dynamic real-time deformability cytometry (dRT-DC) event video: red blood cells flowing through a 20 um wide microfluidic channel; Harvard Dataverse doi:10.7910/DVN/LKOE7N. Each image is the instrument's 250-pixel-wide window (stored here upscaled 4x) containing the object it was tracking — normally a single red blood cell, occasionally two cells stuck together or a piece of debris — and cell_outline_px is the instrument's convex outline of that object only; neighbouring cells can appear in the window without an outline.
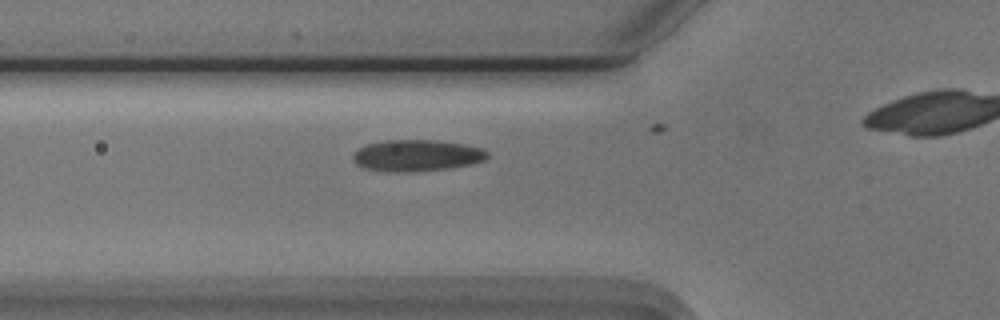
{"species": "Egyptian fruit bat (a non-hibernating species)", "species_latin": "Rousettus aegyptiacus", "temperature_condition": "cold", "stored_images_in_passage": 25, "camera_frame_rate_fps": 3000, "um_per_image_px": 0.085, "animal": {"sex": "male"}, "frame": {"image": 1, "passage_image": 2, "time_ms": 0.333, "image_size_px": [1000, 320], "cell_outline_px": [[488, 156], [484, 160], [468, 164], [448, 168], [412, 172], [388, 172], [364, 168], [356, 164], [352, 160], [352, 152], [356, 148], [368, 144], [384, 140], [432, 140], [464, 144], [484, 148], [488, 152]], "centroid_in_image_um": [35.36, 13.21], "position_along_channel_um": 90.4, "area_um2": 24.85}}
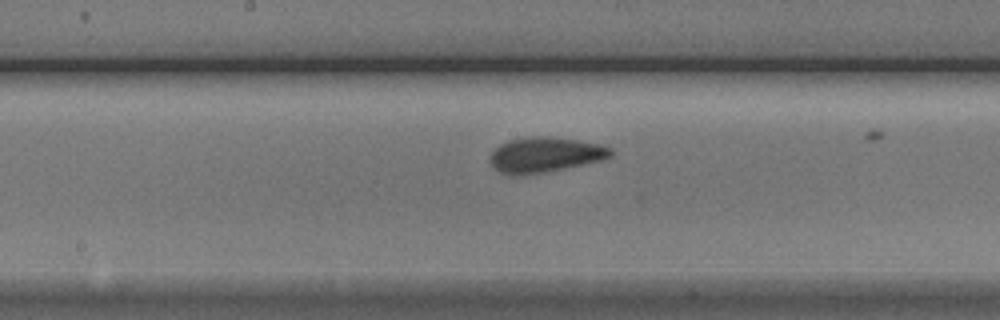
{"frame": {"image": 2, "passage_image": 11, "time_ms": 3.333, "image_size_px": [1000, 320], "cell_outline_px": [[612, 156], [604, 160], [548, 172], [520, 176], [512, 176], [500, 172], [492, 168], [488, 160], [492, 152], [500, 144], [508, 140], [524, 136], [548, 136], [576, 140], [600, 144], [612, 148]], "centroid_in_image_um": [46.3, 13.17], "position_along_channel_um": 201.9, "area_um2": 25.32}}
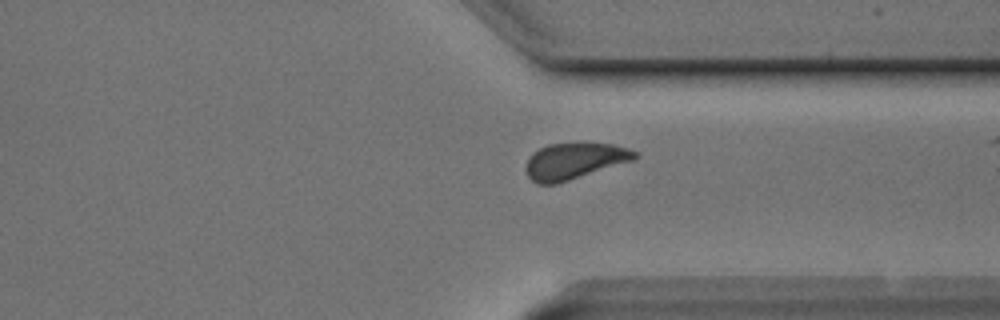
{"frame": {"image": 3, "passage_image": 24, "time_ms": 7.667, "image_size_px": [1000, 320], "cell_outline_px": [[640, 156], [636, 160], [556, 184], [536, 184], [528, 176], [524, 168], [528, 156], [532, 152], [548, 144], [580, 140], [584, 140], [612, 144], [628, 148], [640, 152]], "centroid_in_image_um": [48.86, 13.63], "position_along_channel_um": 362.5, "area_um2": 24.22}}